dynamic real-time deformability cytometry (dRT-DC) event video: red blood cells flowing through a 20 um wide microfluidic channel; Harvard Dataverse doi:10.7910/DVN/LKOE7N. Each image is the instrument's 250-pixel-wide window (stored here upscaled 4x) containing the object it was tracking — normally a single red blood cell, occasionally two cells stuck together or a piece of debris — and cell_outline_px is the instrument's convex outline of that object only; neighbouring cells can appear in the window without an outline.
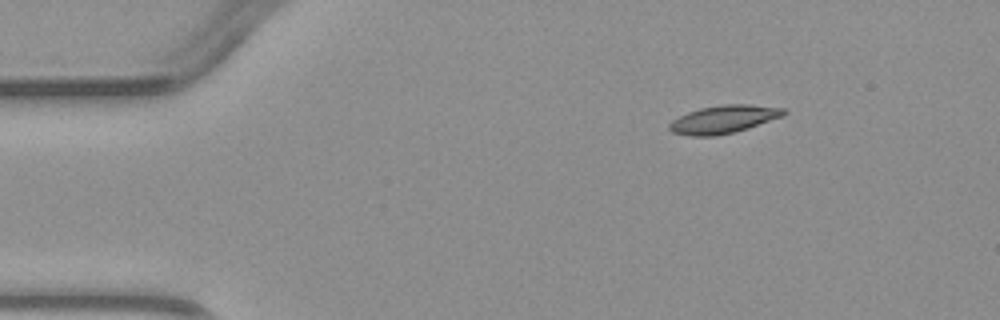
{"species": "common noctule bat (a hibernating species)", "species_latin": "Nyctalus noctula", "temperature_condition": "warm", "stored_images_in_passage": 3, "camera_frame_rate_fps": 3000, "um_per_image_px": 0.085, "animal": {"sex": "male", "body_mass_g": 23.1, "forearm_length_mm": 52.7}, "frame": {"image": 1, "passage_image": 1, "time_ms": 0.0, "image_size_px": [1000, 320], "cell_outline_px": [[788, 112], [784, 116], [748, 128], [716, 136], [692, 136], [672, 132], [668, 128], [668, 124], [672, 120], [688, 112], [700, 108], [724, 104], [748, 104], [784, 108]], "centroid_in_image_um": [61.52, 10.13], "position_along_channel_um": 23.5, "area_um2": 18.61}}
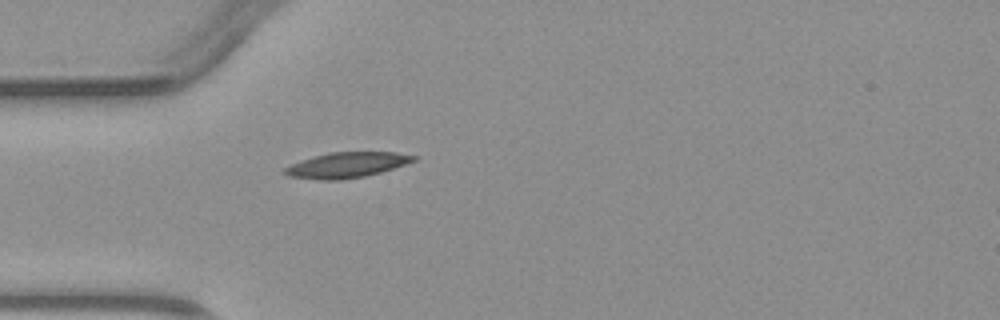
{"frame": {"image": 2, "passage_image": 3, "time_ms": 2.333, "image_size_px": [1000, 320], "cell_outline_px": [[416, 160], [380, 172], [364, 176], [340, 180], [320, 180], [288, 176], [280, 172], [284, 168], [300, 160], [328, 152], [396, 152], [416, 156]], "centroid_in_image_um": [29.4, 14.02], "position_along_channel_um": 55.6, "area_um2": 19.02}}